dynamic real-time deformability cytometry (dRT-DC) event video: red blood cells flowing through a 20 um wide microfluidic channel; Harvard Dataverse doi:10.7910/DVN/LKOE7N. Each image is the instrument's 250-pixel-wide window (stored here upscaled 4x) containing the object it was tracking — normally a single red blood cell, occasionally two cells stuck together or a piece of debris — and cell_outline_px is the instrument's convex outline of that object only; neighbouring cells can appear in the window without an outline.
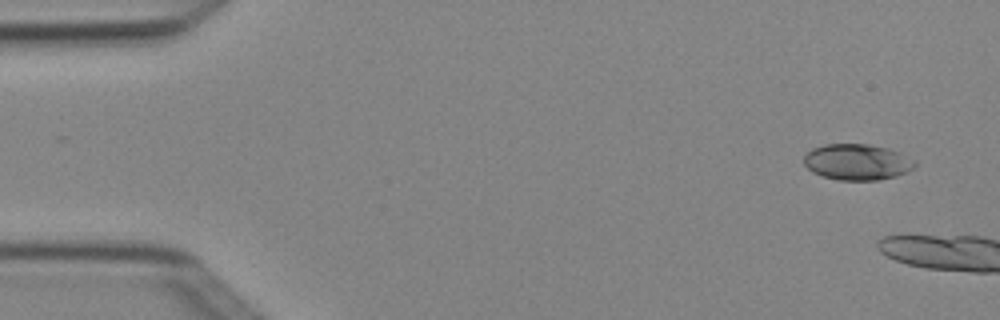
{"species": "Egyptian fruit bat (a non-hibernating species)", "species_latin": "Rousettus aegyptiacus", "temperature_condition": "cold", "stored_images_in_passage": 5, "camera_frame_rate_fps": 3000, "um_per_image_px": 0.085, "animal": {"sex": "female"}, "frame": {"image": 1, "passage_image": 1, "time_ms": 0.0, "image_size_px": [1000, 320], "cell_outline_px": [[916, 164], [908, 172], [896, 176], [880, 180], [840, 180], [824, 176], [812, 172], [804, 164], [804, 156], [812, 148], [824, 144], [868, 144], [888, 148], [900, 152], [916, 160]], "centroid_in_image_um": [72.88, 13.76], "position_along_channel_um": 12.1, "area_um2": 23.41}}
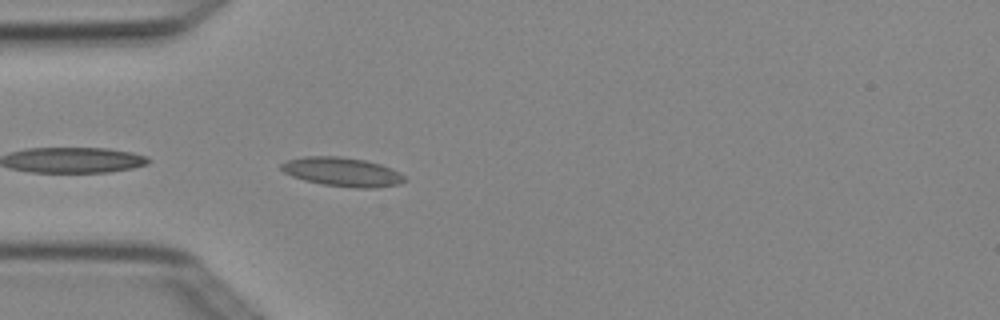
{"frame": {"image": 2, "passage_image": 5, "time_ms": 1.333, "image_size_px": [1000, 320], "cell_outline_px": [[408, 180], [400, 184], [376, 188], [352, 188], [324, 184], [304, 180], [292, 176], [284, 172], [280, 168], [280, 164], [288, 160], [304, 156], [336, 156], [364, 160], [380, 164], [404, 176]], "centroid_in_image_um": [29.08, 14.62], "position_along_channel_um": 55.9, "area_um2": 20.69}}